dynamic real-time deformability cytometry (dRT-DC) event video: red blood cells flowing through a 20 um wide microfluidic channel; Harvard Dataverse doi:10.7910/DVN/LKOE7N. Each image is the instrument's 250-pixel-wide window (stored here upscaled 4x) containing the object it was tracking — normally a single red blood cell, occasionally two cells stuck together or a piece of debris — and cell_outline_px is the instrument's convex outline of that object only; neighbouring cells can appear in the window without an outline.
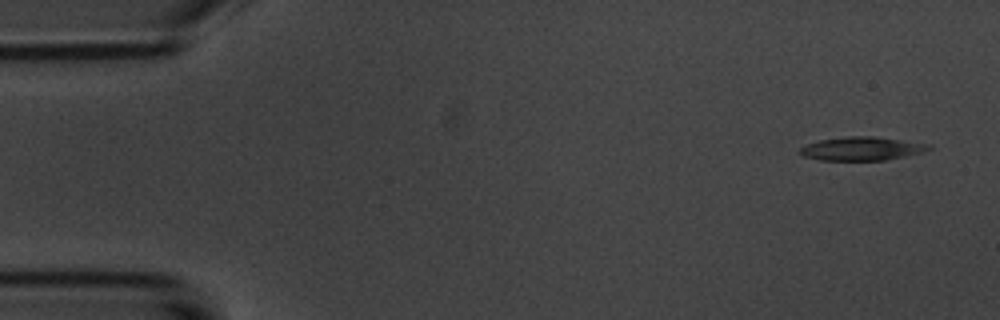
{"species": "common noctule bat (a hibernating species)", "species_latin": "Nyctalus noctula", "temperature_condition": "room temperature", "stored_images_in_passage": 5, "camera_frame_rate_fps": 3000, "um_per_image_px": 0.085, "animal": {"sex": "male", "body_mass_g": 20.1, "forearm_length_mm": 53.5}, "frame": {"image": 1, "passage_image": 1, "time_ms": 0.0, "image_size_px": [1000, 320], "cell_outline_px": [[932, 148], [920, 152], [904, 156], [884, 160], [820, 160], [804, 156], [800, 152], [800, 148], [808, 144], [820, 140], [848, 136], [872, 136], [928, 144]], "centroid_in_image_um": [73.21, 12.63], "position_along_channel_um": 11.8, "area_um2": 17.22}}
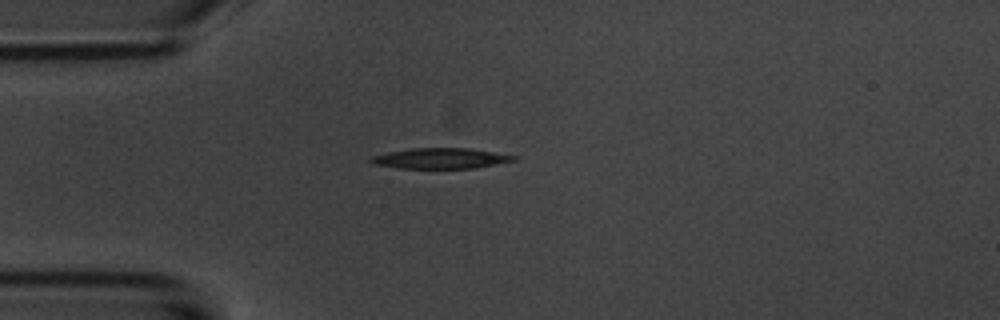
{"frame": {"image": 2, "passage_image": 4, "time_ms": 3.667, "image_size_px": [1000, 320], "cell_outline_px": [[516, 160], [476, 168], [400, 168], [372, 164], [368, 160], [372, 156], [388, 152], [412, 148], [468, 148], [516, 156]], "centroid_in_image_um": [37.4, 13.46], "position_along_channel_um": 47.6, "area_um2": 16.94}}